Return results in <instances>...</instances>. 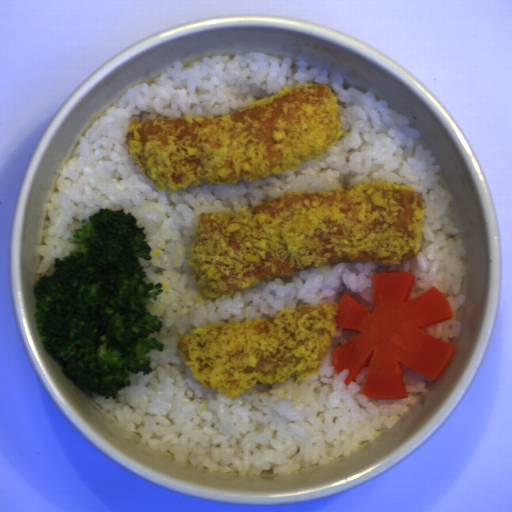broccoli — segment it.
Here are the masks:
<instances>
[{
    "label": "broccoli",
    "instance_id": "broccoli-1",
    "mask_svg": "<svg viewBox=\"0 0 512 512\" xmlns=\"http://www.w3.org/2000/svg\"><path fill=\"white\" fill-rule=\"evenodd\" d=\"M99 208L82 219L72 237L77 247L64 260L54 259L55 271L33 284L42 299L34 306L39 340L50 355L67 361L62 372L86 390L106 399L131 385L130 375L153 372L150 350L166 346L150 334L163 322L143 299L158 301L162 282L145 283L151 260L132 212Z\"/></svg>",
    "mask_w": 512,
    "mask_h": 512
}]
</instances>
